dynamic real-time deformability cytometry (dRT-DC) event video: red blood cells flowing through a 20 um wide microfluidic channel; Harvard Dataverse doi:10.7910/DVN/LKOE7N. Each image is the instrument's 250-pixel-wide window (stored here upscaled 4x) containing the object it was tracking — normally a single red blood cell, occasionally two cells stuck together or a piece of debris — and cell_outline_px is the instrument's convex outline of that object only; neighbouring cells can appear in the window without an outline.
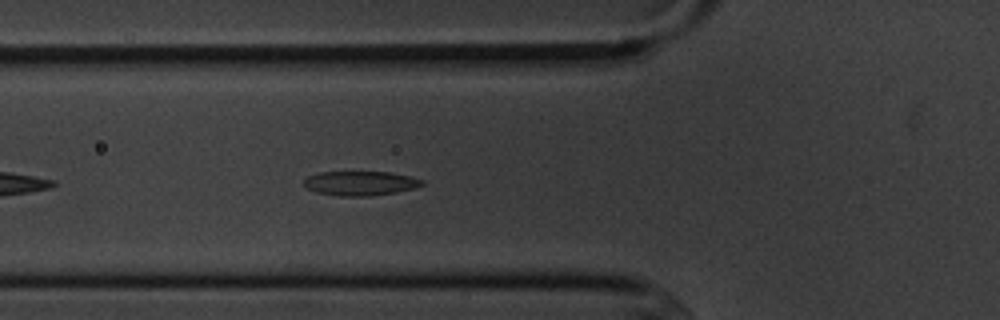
{"species": "common noctule bat (a hibernating species)", "species_latin": "Nyctalus noctula", "temperature_condition": "cold", "stored_images_in_passage": 6, "camera_frame_rate_fps": 3000, "um_per_image_px": 0.085, "animal": {"sex": "male", "body_mass_g": 20.1, "forearm_length_mm": 53.5}, "frame": {"image": 1, "passage_image": 6, "time_ms": 6.0, "image_size_px": [1000, 320], "cell_outline_px": [[424, 184], [416, 188], [396, 192], [368, 196], [340, 196], [316, 192], [308, 188], [304, 184], [304, 180], [308, 176], [320, 172], [388, 172], [412, 176], [424, 180]], "centroid_in_image_um": [30.67, 15.57], "position_along_channel_um": 95.1, "area_um2": 16.76}}